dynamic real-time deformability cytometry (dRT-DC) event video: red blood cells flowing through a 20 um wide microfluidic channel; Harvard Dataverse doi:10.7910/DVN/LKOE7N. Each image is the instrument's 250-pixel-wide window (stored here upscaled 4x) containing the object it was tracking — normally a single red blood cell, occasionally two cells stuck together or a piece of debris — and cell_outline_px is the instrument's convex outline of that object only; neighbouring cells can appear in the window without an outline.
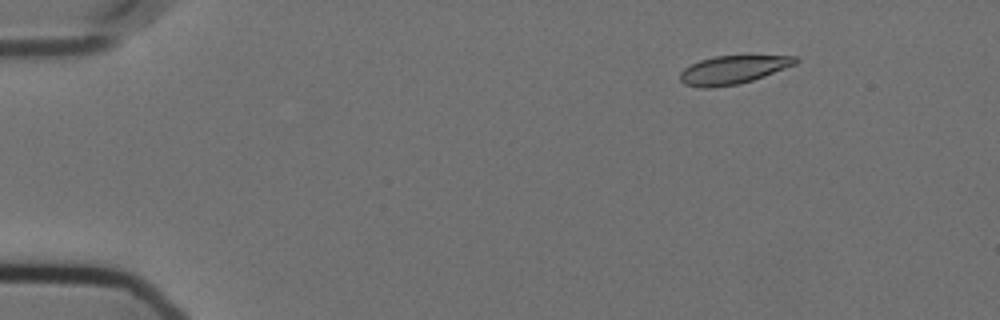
{"species": "Egyptian fruit bat (a non-hibernating species)", "species_latin": "Rousettus aegyptiacus", "temperature_condition": "cold", "stored_images_in_passage": 32, "camera_frame_rate_fps": 3000, "um_per_image_px": 0.085, "animal": {"sex": "female"}, "frame": {"image": 1, "passage_image": 1, "time_ms": 0.0, "image_size_px": [1000, 320], "cell_outline_px": [[800, 60], [796, 64], [764, 76], [740, 84], [712, 88], [700, 88], [684, 84], [680, 80], [680, 72], [684, 68], [700, 60], [716, 56], [796, 56]], "centroid_in_image_um": [62.29, 5.95], "position_along_channel_um": 22.7, "area_um2": 19.02}}
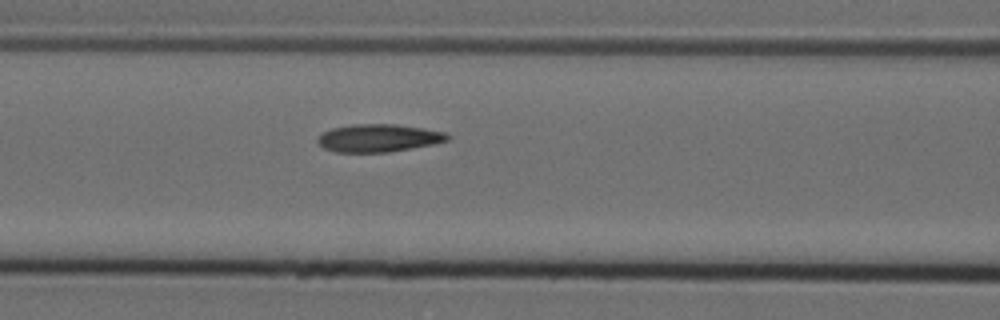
{"frame": {"image": 2, "passage_image": 18, "time_ms": 5.667, "image_size_px": [1000, 320], "cell_outline_px": [[452, 136], [448, 140], [432, 144], [412, 148], [388, 152], [336, 152], [324, 148], [316, 140], [324, 132], [332, 128], [352, 124], [396, 124], [424, 128], [448, 132]], "centroid_in_image_um": [32.22, 11.72], "position_along_channel_um": 134.4, "area_um2": 21.04}}
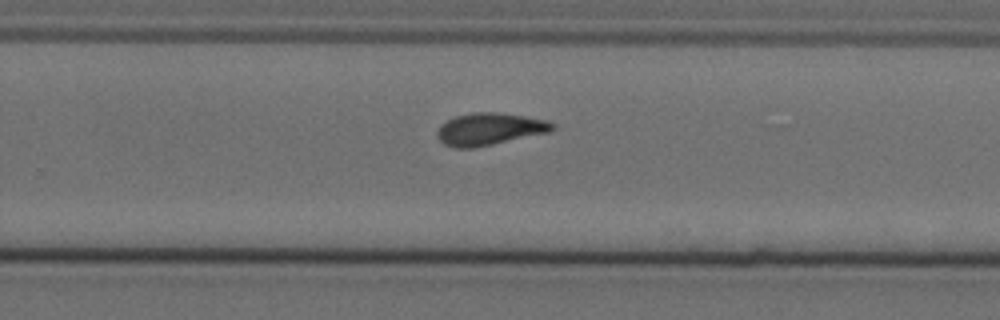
{"frame": {"image": 3, "passage_image": 31, "time_ms": 10.0, "image_size_px": [1000, 320], "cell_outline_px": [[556, 128], [552, 132], [472, 148], [452, 148], [444, 144], [440, 140], [436, 132], [440, 124], [456, 116], [472, 112], [496, 112], [524, 116], [548, 120], [556, 124]], "centroid_in_image_um": [41.64, 10.97], "position_along_channel_um": 288.2, "area_um2": 21.79}}